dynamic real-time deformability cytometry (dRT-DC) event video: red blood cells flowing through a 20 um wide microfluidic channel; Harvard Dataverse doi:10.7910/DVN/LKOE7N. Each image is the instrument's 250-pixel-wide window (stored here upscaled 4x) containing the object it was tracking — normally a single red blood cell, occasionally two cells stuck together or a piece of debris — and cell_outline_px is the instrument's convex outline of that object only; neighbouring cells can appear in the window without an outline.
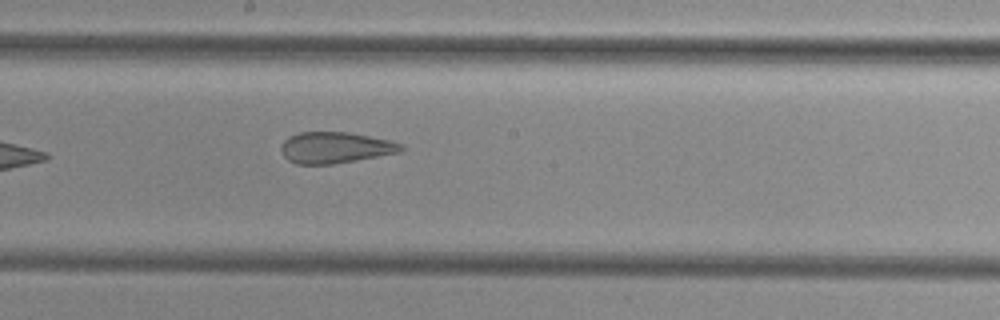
{"species": "common noctule bat (a hibernating species)", "species_latin": "Nyctalus noctula", "temperature_condition": "cold", "stored_images_in_passage": 8, "camera_frame_rate_fps": 3000, "um_per_image_px": 0.085, "animal": {"sex": "female", "body_mass_g": 29.2, "forearm_length_mm": 56.3}, "frame": {"image": 1, "passage_image": 8, "time_ms": 8.333, "image_size_px": [1000, 320], "cell_outline_px": [[404, 148], [400, 152], [356, 160], [332, 164], [296, 164], [288, 160], [284, 156], [280, 148], [284, 140], [288, 136], [300, 132], [348, 132], [388, 140], [404, 144]], "centroid_in_image_um": [28.47, 12.54], "position_along_channel_um": 219.7, "area_um2": 21.73}}